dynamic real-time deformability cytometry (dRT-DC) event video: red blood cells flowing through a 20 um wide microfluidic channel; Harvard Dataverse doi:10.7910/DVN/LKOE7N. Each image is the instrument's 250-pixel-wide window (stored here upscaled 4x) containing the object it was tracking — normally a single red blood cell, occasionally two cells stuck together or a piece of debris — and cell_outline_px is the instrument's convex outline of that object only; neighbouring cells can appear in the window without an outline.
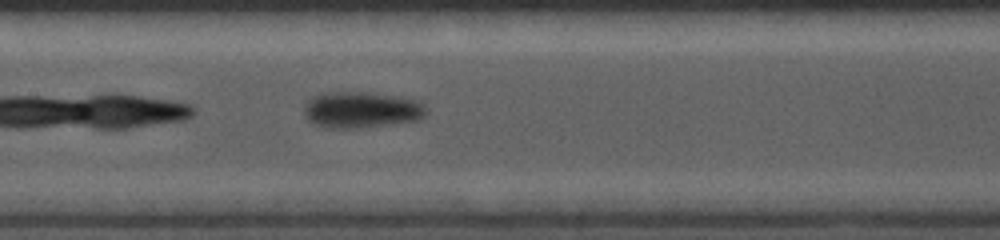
{"species": "common noctule bat (a hibernating species)", "species_latin": "Nyctalus noctula", "temperature_condition": "cold", "stored_images_in_passage": 22, "camera_frame_rate_fps": 5000, "um_per_image_px": 0.085, "animal": {"sex": "female", "body_mass_g": 19.0, "forearm_length_mm": 56.7}, "frame": {"image": 1, "passage_image": 13, "time_ms": 2.4, "image_size_px": [1000, 240], "cell_outline_px": [[428, 112], [420, 120], [392, 124], [356, 128], [328, 128], [312, 124], [304, 116], [304, 108], [308, 100], [312, 96], [324, 92], [364, 92], [400, 96], [416, 100], [424, 104], [428, 108]], "centroid_in_image_um": [30.73, 9.34], "position_along_channel_um": 176.7, "area_um2": 26.24}}